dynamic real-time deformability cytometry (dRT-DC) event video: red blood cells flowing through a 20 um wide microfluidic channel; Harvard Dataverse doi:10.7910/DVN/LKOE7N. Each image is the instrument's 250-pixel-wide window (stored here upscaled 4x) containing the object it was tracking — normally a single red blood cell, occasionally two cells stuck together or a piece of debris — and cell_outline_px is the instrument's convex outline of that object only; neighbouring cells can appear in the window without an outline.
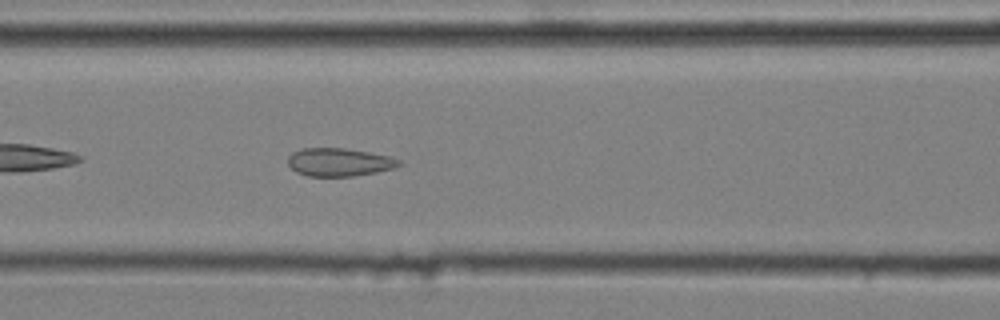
{"species": "common noctule bat (a hibernating species)", "species_latin": "Nyctalus noctula", "temperature_condition": "cold", "stored_images_in_passage": 38, "camera_frame_rate_fps": 3000, "um_per_image_px": 0.085, "animal": {"sex": "male", "body_mass_g": 20.4}, "frame": {"image": 1, "passage_image": 8, "time_ms": 2.333, "image_size_px": [1000, 320], "cell_outline_px": [[404, 164], [396, 168], [376, 172], [352, 176], [308, 176], [296, 172], [288, 164], [288, 156], [292, 152], [304, 148], [344, 148], [368, 152], [388, 156], [400, 160]], "centroid_in_image_um": [28.84, 13.78], "position_along_channel_um": 137.8, "area_um2": 18.21}}
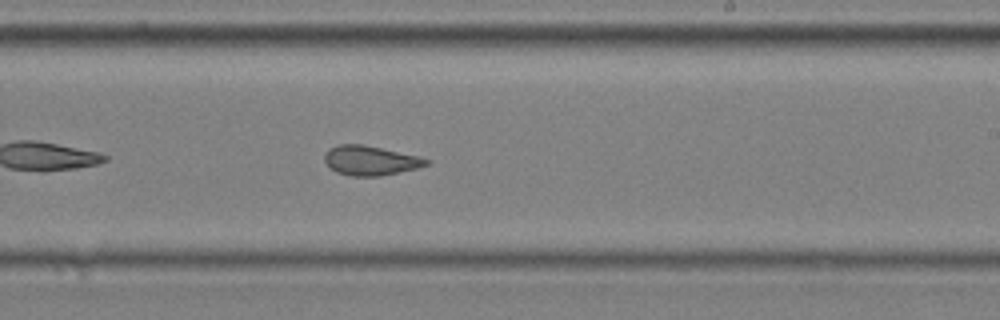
{"frame": {"image": 2, "passage_image": 18, "time_ms": 5.667, "image_size_px": [1000, 320], "cell_outline_px": [[432, 164], [416, 168], [380, 176], [352, 176], [336, 172], [324, 160], [324, 156], [328, 148], [340, 144], [364, 144], [420, 156], [432, 160]], "centroid_in_image_um": [31.53, 13.63], "position_along_channel_um": 257.5, "area_um2": 17.63}}
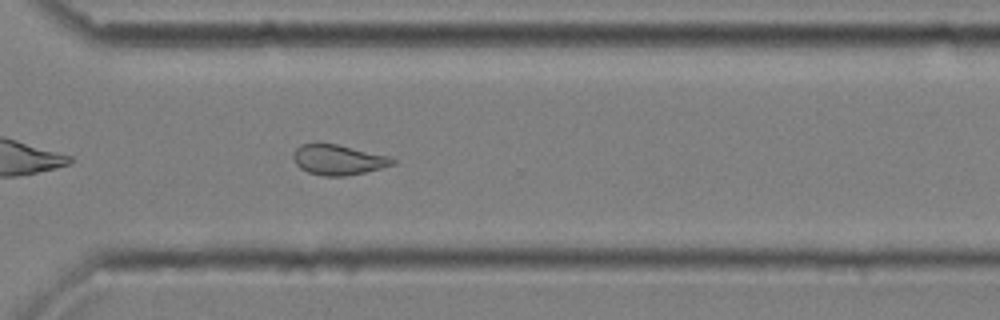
{"frame": {"image": 3, "passage_image": 25, "time_ms": 8.0, "image_size_px": [1000, 320], "cell_outline_px": [[396, 164], [364, 172], [344, 176], [324, 176], [308, 172], [300, 168], [296, 164], [292, 156], [292, 152], [300, 144], [316, 140], [336, 144], [388, 156], [396, 160]], "centroid_in_image_um": [28.67, 13.54], "position_along_channel_um": 341.9, "area_um2": 17.8}, "authors_computed_cell_mechanics": {"area_um2": 18.207, "velocity_mm_per_s": 3.6012, "shape_relaxation_time_tau1_ms": null, "shape_relaxation_time_tau2_ms": 0.9243, "deformation_change_tau1": null, "deformation_change_tau2": 0.078}}